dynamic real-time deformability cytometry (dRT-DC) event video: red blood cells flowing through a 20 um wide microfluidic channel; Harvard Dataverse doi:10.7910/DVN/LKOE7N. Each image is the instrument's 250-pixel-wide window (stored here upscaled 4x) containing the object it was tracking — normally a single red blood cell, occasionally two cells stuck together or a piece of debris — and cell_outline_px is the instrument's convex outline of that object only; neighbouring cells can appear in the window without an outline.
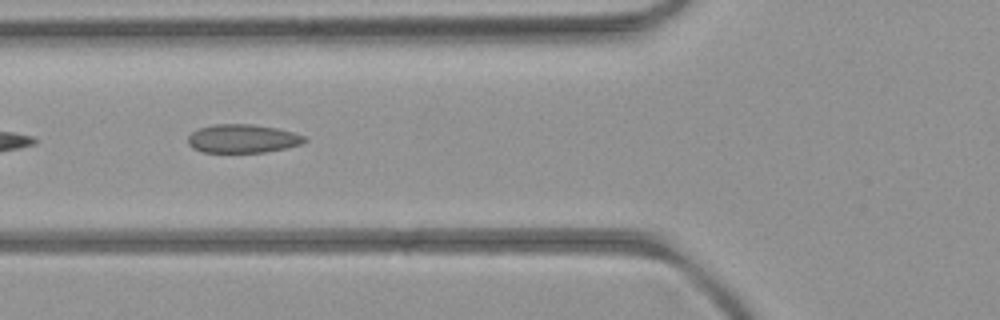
{"species": "common noctule bat (a hibernating species)", "species_latin": "Nyctalus noctula", "temperature_condition": "room temperature", "stored_images_in_passage": 5, "camera_frame_rate_fps": 3000, "um_per_image_px": 0.085, "animal": {"sex": "female", "body_mass_g": 21.9}, "frame": {"image": 1, "passage_image": 2, "time_ms": 1.333, "image_size_px": [1000, 320], "cell_outline_px": [[308, 140], [304, 144], [288, 148], [264, 152], [204, 152], [192, 148], [188, 144], [188, 136], [192, 132], [200, 128], [212, 124], [252, 124], [276, 128], [292, 132], [304, 136]], "centroid_in_image_um": [20.64, 11.78], "position_along_channel_um": 105.2, "area_um2": 19.48}}
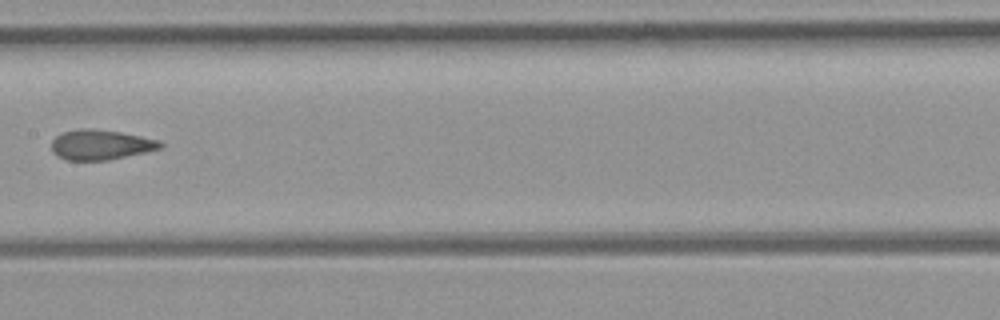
{"frame": {"image": 2, "passage_image": 4, "time_ms": 3.667, "image_size_px": [1000, 320], "cell_outline_px": [[164, 144], [160, 148], [144, 152], [108, 160], [64, 160], [56, 156], [52, 152], [52, 140], [56, 136], [64, 132], [80, 128], [84, 128], [120, 132], [160, 140]], "centroid_in_image_um": [8.53, 12.31], "position_along_channel_um": 198.9, "area_um2": 18.9}}
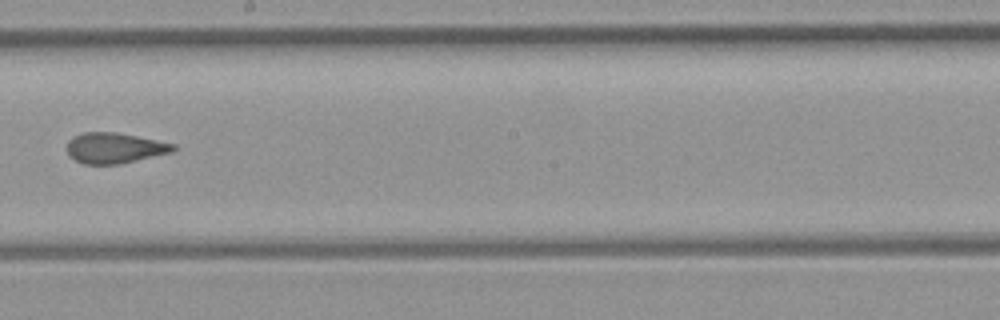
{"frame": {"image": 3, "passage_image": 5, "time_ms": 4.667, "image_size_px": [1000, 320], "cell_outline_px": [[176, 148], [172, 152], [120, 164], [84, 164], [68, 156], [68, 140], [84, 132], [116, 132], [176, 144]], "centroid_in_image_um": [9.74, 12.58], "position_along_channel_um": 238.5, "area_um2": 18.79}}